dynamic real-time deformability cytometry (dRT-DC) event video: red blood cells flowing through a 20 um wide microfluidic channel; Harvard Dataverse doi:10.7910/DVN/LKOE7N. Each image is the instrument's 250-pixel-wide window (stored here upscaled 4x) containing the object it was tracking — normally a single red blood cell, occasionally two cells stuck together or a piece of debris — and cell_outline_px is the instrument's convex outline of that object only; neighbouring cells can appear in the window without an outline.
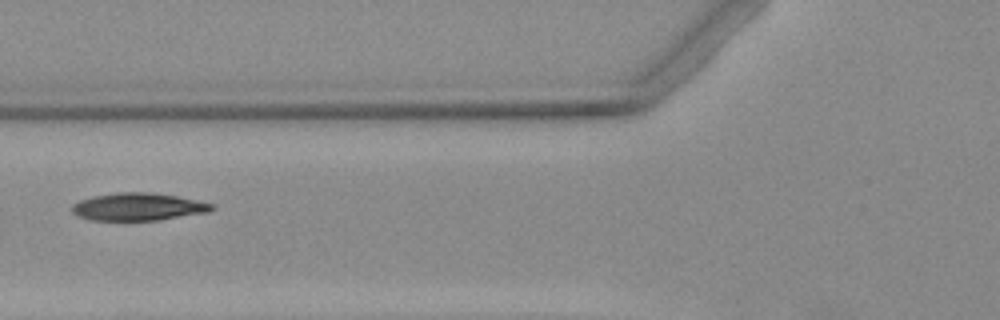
{"species": "Egyptian fruit bat (a non-hibernating species)", "species_latin": "Rousettus aegyptiacus", "temperature_condition": "warm", "stored_images_in_passage": 6, "camera_frame_rate_fps": 3000, "um_per_image_px": 0.085, "animal": {"sex": "female"}, "frame": {"image": 1, "passage_image": 6, "time_ms": 6.667, "image_size_px": [1000, 320], "cell_outline_px": [[216, 208], [208, 212], [156, 220], [92, 220], [80, 216], [72, 212], [72, 204], [80, 200], [92, 196], [116, 192], [152, 192], [176, 196], [196, 200], [212, 204]], "centroid_in_image_um": [11.73, 17.56], "position_along_channel_um": 114.1, "area_um2": 22.31}}